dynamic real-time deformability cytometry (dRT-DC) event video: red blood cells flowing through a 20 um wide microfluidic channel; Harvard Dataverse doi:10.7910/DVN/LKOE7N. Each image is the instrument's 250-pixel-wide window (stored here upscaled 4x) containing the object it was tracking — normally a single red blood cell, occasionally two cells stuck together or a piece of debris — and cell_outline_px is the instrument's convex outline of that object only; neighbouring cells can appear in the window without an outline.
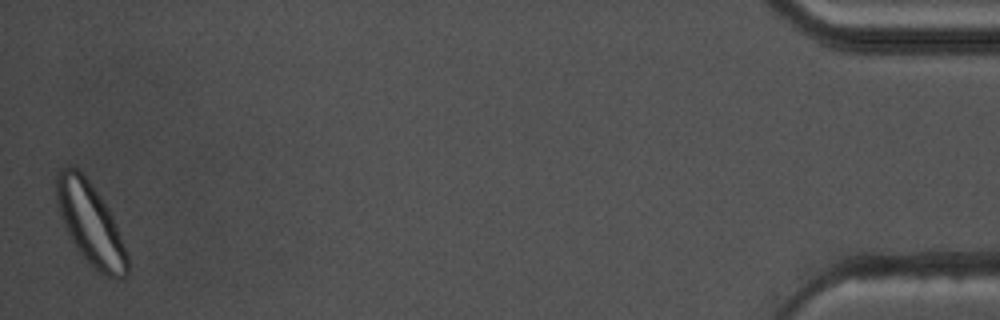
{"species": "common noctule bat (a hibernating species)", "species_latin": "Nyctalus noctula", "temperature_condition": "warm", "stored_images_in_passage": 51, "camera_frame_rate_fps": 3000, "um_per_image_px": 0.085, "animal": {"sex": "male", "body_mass_g": 17.5, "forearm_length_mm": 52.3}, "frame": {"image": 1, "passage_image": 51, "time_ms": 16.667, "image_size_px": [1000, 320], "cell_outline_px": [[128, 272], [124, 276], [116, 280], [104, 276], [96, 272], [76, 248], [64, 224], [56, 204], [56, 176], [64, 168], [76, 168], [88, 180], [100, 196], [108, 208], [116, 224], [128, 256]], "centroid_in_image_um": [7.7, 19.08], "position_along_channel_um": 427.5, "area_um2": 33.47}, "authors_computed_cell_mechanics": {"area_um2": 23.4668, "velocity_mm_per_s": 3.5746, "shape_relaxation_time_tau1_ms": 9.695, "shape_relaxation_time_tau2_ms": null, "deformation_change_tau1": 0.1341, "deformation_change_tau2": null}}